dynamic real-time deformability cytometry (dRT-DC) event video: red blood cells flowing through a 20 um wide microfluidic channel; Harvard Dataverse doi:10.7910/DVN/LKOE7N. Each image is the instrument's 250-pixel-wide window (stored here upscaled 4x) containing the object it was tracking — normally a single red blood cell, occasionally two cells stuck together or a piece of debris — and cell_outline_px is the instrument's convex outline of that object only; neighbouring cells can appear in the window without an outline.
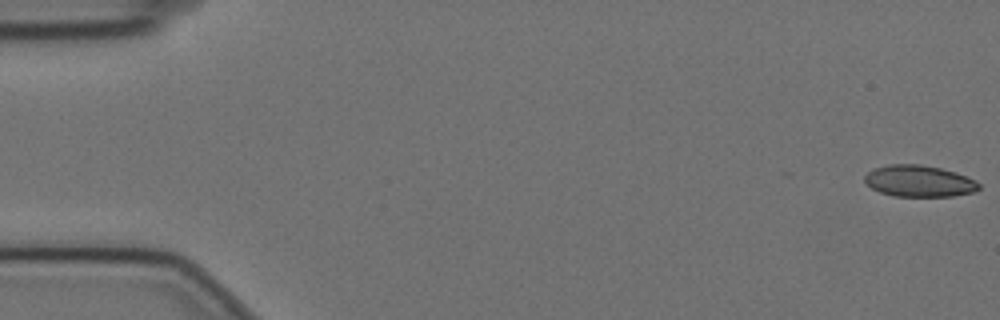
{"species": "Egyptian fruit bat (a non-hibernating species)", "species_latin": "Rousettus aegyptiacus", "temperature_condition": "cold", "stored_images_in_passage": 46, "camera_frame_rate_fps": 3000, "um_per_image_px": 0.085, "animal": {"sex": "female"}, "frame": {"image": 1, "passage_image": 1, "time_ms": 0.0, "image_size_px": [1000, 320], "cell_outline_px": [[980, 188], [972, 192], [952, 196], [892, 196], [880, 192], [872, 188], [864, 180], [864, 176], [868, 172], [876, 168], [888, 164], [920, 164], [940, 168], [956, 172], [976, 180], [980, 184]], "centroid_in_image_um": [78.13, 15.39], "position_along_channel_um": 6.9, "area_um2": 20.92}}
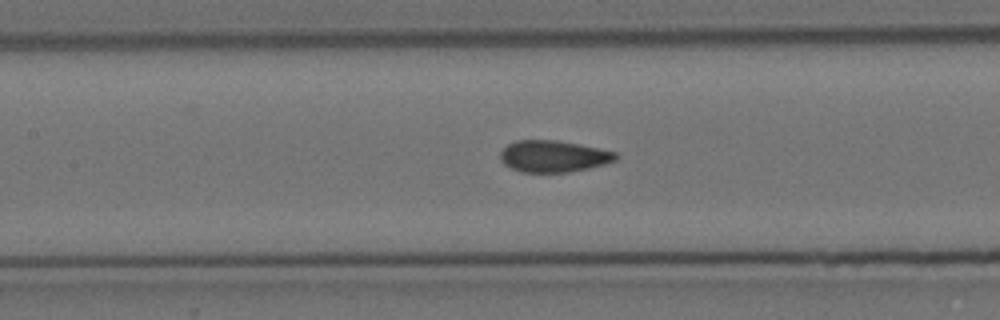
{"frame": {"image": 2, "passage_image": 26, "time_ms": 8.333, "image_size_px": [1000, 320], "cell_outline_px": [[620, 156], [616, 160], [604, 164], [588, 168], [568, 172], [520, 172], [504, 164], [500, 160], [500, 152], [508, 144], [516, 140], [556, 140], [580, 144], [616, 152]], "centroid_in_image_um": [47.04, 13.28], "position_along_channel_um": 160.4, "area_um2": 21.33}}
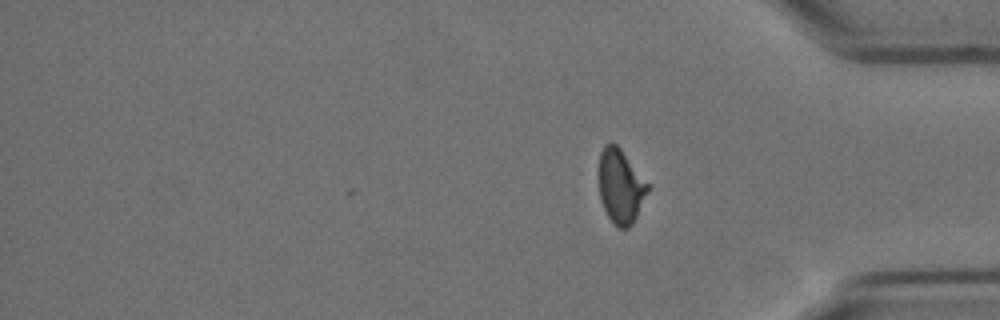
{"frame": {"image": 3, "passage_image": 46, "time_ms": 15.0, "image_size_px": [1000, 320], "cell_outline_px": [[648, 192], [632, 224], [628, 228], [620, 228], [608, 216], [600, 200], [600, 152], [604, 144], [612, 140], [620, 148], [648, 184]], "centroid_in_image_um": [52.74, 15.81], "position_along_channel_um": 382.5, "area_um2": 20.63}, "authors_computed_cell_mechanics": {"area_um2": 21.7328, "velocity_mm_per_s": 3.5169, "shape_relaxation_time_tau1_ms": 7.0385, "shape_relaxation_time_tau2_ms": 1.072, "deformation_change_tau1": 0.16, "deformation_change_tau2": 0.053}}